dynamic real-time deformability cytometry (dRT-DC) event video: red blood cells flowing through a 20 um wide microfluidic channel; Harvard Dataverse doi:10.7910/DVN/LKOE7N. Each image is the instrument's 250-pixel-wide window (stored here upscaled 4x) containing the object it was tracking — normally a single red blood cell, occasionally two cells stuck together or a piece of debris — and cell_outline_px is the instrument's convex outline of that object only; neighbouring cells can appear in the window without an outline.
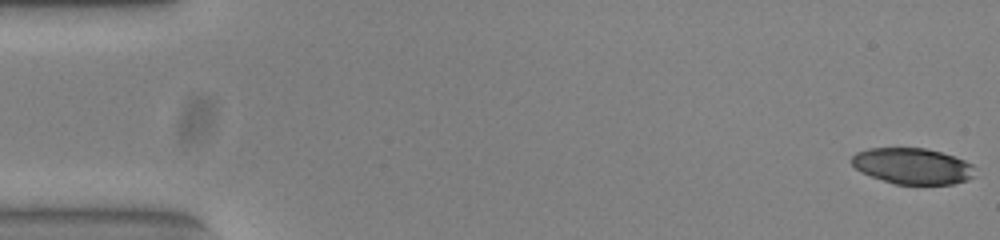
{"species": "common noctule bat (a hibernating species)", "species_latin": "Nyctalus noctula", "temperature_condition": "warm", "stored_images_in_passage": 53, "camera_frame_rate_fps": 3000, "um_per_image_px": 0.085, "animal": {"sex": "female", "body_mass_g": 23.0, "forearm_length_mm": 53.4}, "frame": {"image": 1, "passage_image": 1, "time_ms": 0.0, "image_size_px": [1000, 240], "cell_outline_px": [[976, 176], [968, 180], [952, 184], [896, 184], [860, 172], [852, 164], [852, 156], [856, 152], [868, 148], [924, 148], [940, 152], [964, 160], [972, 164], [976, 168]], "centroid_in_image_um": [77.6, 14.12], "position_along_channel_um": 7.4, "area_um2": 25.89}}
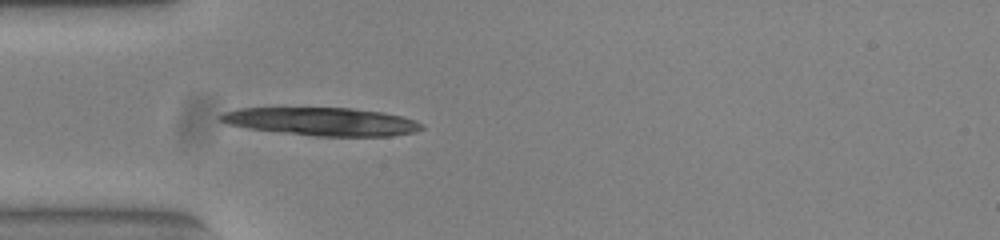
{"frame": {"image": 2, "passage_image": 16, "time_ms": 5.0, "image_size_px": [1000, 240], "cell_outline_px": [[424, 128], [416, 132], [392, 136], [316, 136], [248, 128], [228, 124], [220, 120], [216, 116], [224, 112], [236, 108], [352, 108], [384, 112], [416, 120], [424, 124]], "centroid_in_image_um": [27.39, 10.33], "position_along_channel_um": 57.6, "area_um2": 33.0}}